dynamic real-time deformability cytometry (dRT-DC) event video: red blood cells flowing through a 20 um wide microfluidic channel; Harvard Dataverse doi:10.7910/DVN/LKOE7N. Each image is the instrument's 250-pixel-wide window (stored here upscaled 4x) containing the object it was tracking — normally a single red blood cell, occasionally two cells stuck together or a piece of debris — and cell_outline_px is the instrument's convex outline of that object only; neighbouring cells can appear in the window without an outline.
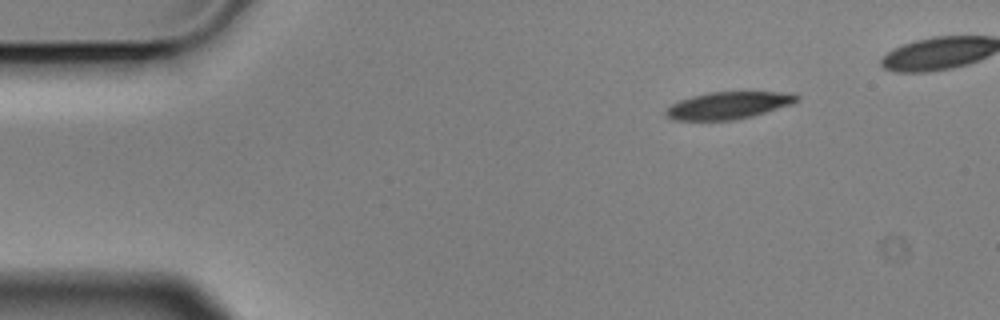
{"species": "Egyptian fruit bat (a non-hibernating species)", "species_latin": "Rousettus aegyptiacus", "temperature_condition": "cold", "stored_images_in_passage": 4, "camera_frame_rate_fps": 3000, "um_per_image_px": 0.085, "animal": {"sex": "male"}, "frame": {"image": 1, "passage_image": 1, "time_ms": 0.0, "image_size_px": [1000, 320], "cell_outline_px": [[800, 100], [792, 104], [752, 116], [732, 120], [672, 120], [664, 116], [664, 112], [672, 104], [680, 100], [692, 96], [708, 92], [796, 92], [800, 96]], "centroid_in_image_um": [61.94, 8.95], "position_along_channel_um": 23.1, "area_um2": 20.87}}